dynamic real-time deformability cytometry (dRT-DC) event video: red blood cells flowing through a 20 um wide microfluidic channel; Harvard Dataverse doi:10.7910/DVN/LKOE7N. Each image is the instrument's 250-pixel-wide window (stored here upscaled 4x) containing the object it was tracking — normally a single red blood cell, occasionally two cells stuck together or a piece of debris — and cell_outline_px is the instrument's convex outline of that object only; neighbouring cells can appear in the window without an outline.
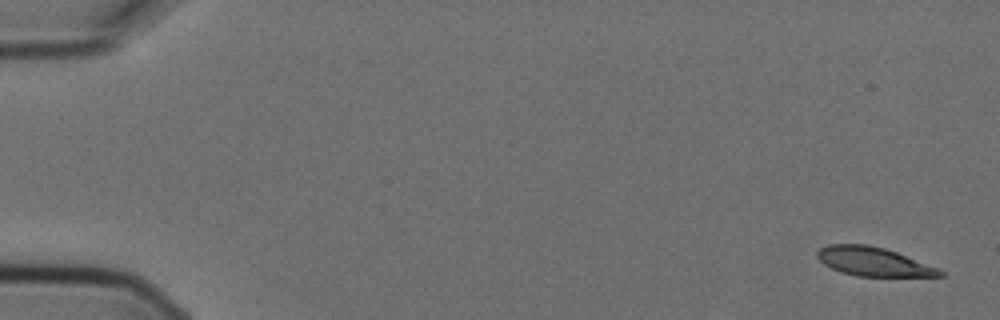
{"species": "Egyptian fruit bat (a non-hibernating species)", "species_latin": "Rousettus aegyptiacus", "temperature_condition": "cold", "stored_images_in_passage": 4, "camera_frame_rate_fps": 3000, "um_per_image_px": 0.085, "animal": {"sex": "female"}, "frame": {"image": 1, "passage_image": 1, "time_ms": 0.0, "image_size_px": [1000, 320], "cell_outline_px": [[944, 276], [856, 276], [840, 272], [824, 264], [816, 256], [816, 252], [820, 248], [828, 244], [868, 244], [884, 248], [896, 252], [940, 268], [944, 272]], "centroid_in_image_um": [74.24, 22.23], "position_along_channel_um": 10.8, "area_um2": 20.63}}